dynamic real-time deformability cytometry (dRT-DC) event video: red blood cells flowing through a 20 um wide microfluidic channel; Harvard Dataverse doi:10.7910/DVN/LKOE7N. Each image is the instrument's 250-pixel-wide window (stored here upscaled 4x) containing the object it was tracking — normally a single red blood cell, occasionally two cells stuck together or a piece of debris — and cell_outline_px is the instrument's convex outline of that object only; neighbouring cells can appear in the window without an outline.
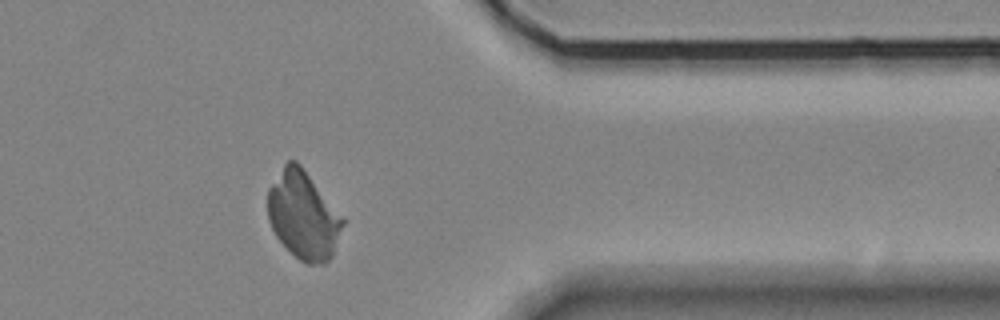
{"species": "Egyptian fruit bat (a non-hibernating species)", "species_latin": "Rousettus aegyptiacus", "temperature_condition": "room temperature", "stored_images_in_passage": 48, "camera_frame_rate_fps": 3000, "um_per_image_px": 0.085, "animal": {"sex": "female"}, "frame": {"image": 1, "passage_image": 37, "time_ms": 12.0, "image_size_px": [1000, 320], "cell_outline_px": [[344, 224], [332, 256], [324, 264], [304, 264], [276, 236], [268, 220], [268, 188], [284, 164], [288, 160], [296, 160], [300, 164], [344, 220]], "centroid_in_image_um": [25.76, 18.31], "position_along_channel_um": 385.6, "area_um2": 37.74}}